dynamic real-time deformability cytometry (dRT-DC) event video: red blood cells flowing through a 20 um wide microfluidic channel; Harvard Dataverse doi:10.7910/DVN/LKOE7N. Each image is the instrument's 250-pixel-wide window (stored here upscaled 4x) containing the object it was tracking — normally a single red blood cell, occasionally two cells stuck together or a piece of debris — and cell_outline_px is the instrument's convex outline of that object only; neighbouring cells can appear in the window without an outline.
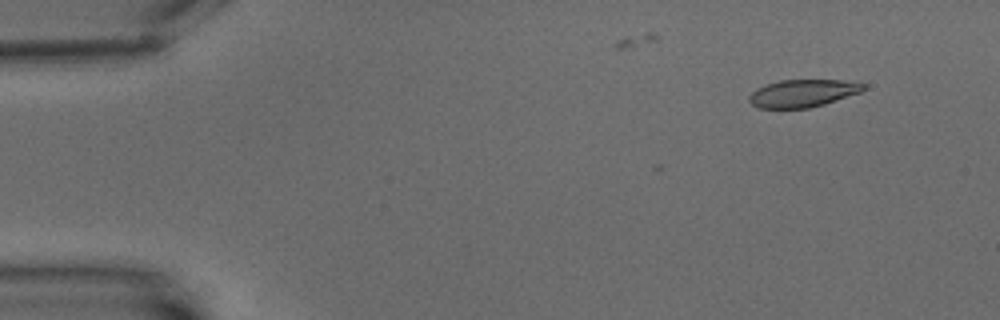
{"species": "common noctule bat (a hibernating species)", "species_latin": "Nyctalus noctula", "temperature_condition": "warm", "stored_images_in_passage": 4, "camera_frame_rate_fps": 3000, "um_per_image_px": 0.085, "animal": {"sex": "male", "body_mass_g": 15.6}, "frame": {"image": 1, "passage_image": 1, "time_ms": 0.0, "image_size_px": [1000, 320], "cell_outline_px": [[864, 88], [860, 92], [824, 104], [808, 108], [760, 108], [752, 104], [748, 100], [748, 96], [756, 88], [780, 80], [840, 80], [864, 84]], "centroid_in_image_um": [68.18, 7.93], "position_along_channel_um": 16.8, "area_um2": 18.09}}
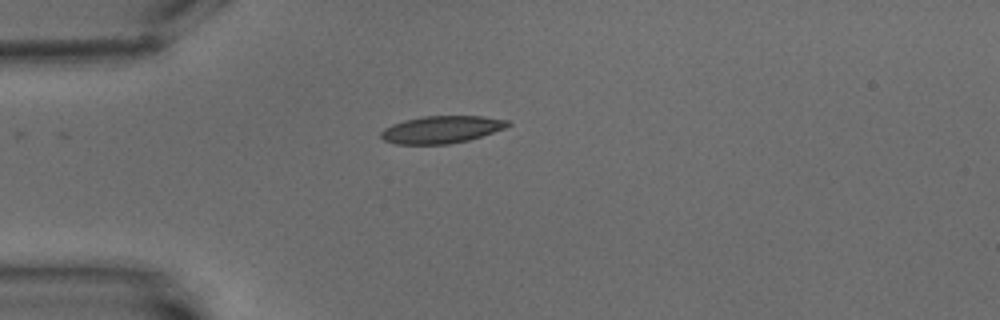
{"frame": {"image": 2, "passage_image": 4, "time_ms": 3.667, "image_size_px": [1000, 320], "cell_outline_px": [[512, 124], [504, 128], [468, 140], [448, 144], [396, 144], [384, 140], [380, 136], [380, 132], [384, 128], [392, 124], [404, 120], [424, 116], [484, 116], [508, 120]], "centroid_in_image_um": [37.5, 11.0], "position_along_channel_um": 47.5, "area_um2": 20.11}}